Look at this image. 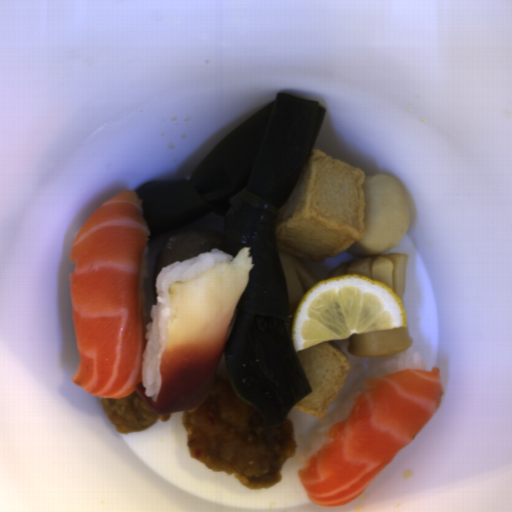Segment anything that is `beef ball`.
Instances as JSON below:
<instances>
[{
    "instance_id": "beef-ball-1",
    "label": "beef ball",
    "mask_w": 512,
    "mask_h": 512,
    "mask_svg": "<svg viewBox=\"0 0 512 512\" xmlns=\"http://www.w3.org/2000/svg\"><path fill=\"white\" fill-rule=\"evenodd\" d=\"M212 249H219L229 254L226 233L198 228L172 234L162 247L154 264L152 279L155 302L157 301L156 277L159 270L174 261L184 262L190 258H198L200 254L212 252Z\"/></svg>"
}]
</instances>
